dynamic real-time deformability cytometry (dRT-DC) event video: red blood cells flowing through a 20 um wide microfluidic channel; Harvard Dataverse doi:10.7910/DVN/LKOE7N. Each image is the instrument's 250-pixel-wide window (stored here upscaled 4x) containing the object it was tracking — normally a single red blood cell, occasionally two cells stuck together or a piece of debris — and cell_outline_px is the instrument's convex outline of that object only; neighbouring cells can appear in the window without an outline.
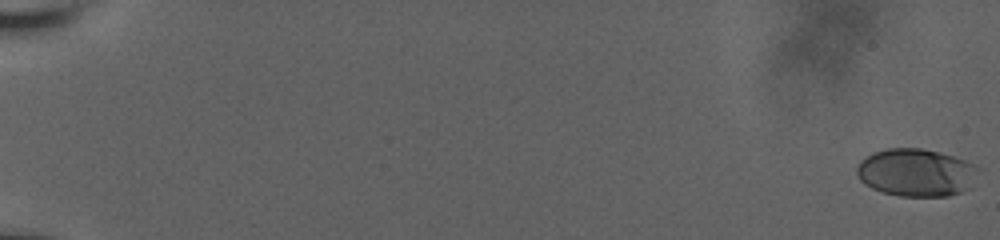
{"species": "human", "species_latin": "Homo sapiens", "temperature_condition": "room temperature", "stored_images_in_passage": 15, "camera_frame_rate_fps": 3000, "um_per_image_px": 0.085, "donor": {"sex": "male"}, "frame": {"image": 1, "passage_image": 1, "time_ms": 0.0, "image_size_px": [1000, 240], "cell_outline_px": [[984, 168], [972, 188], [948, 196], [900, 196], [884, 192], [872, 188], [864, 184], [860, 180], [856, 172], [856, 168], [860, 160], [872, 152], [888, 148], [920, 148], [940, 152], [976, 164]], "centroid_in_image_um": [77.95, 14.66], "position_along_channel_um": 7.1, "area_um2": 34.51}}
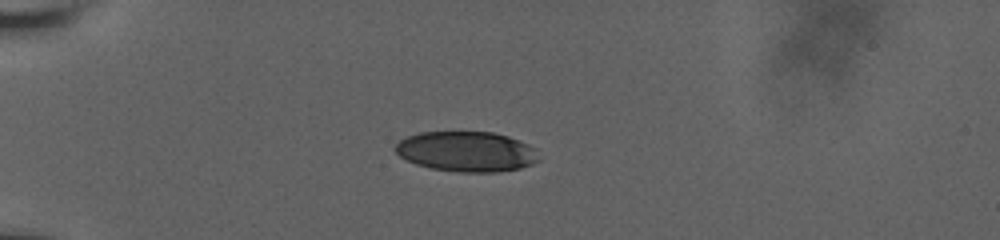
{"frame": {"image": 2, "passage_image": 13, "time_ms": 6.0, "image_size_px": [1000, 240], "cell_outline_px": [[540, 160], [532, 164], [520, 168], [496, 172], [460, 172], [432, 168], [416, 164], [400, 156], [396, 152], [396, 144], [400, 140], [408, 136], [420, 132], [492, 132], [508, 136], [520, 140], [536, 148]], "centroid_in_image_um": [39.7, 12.88], "position_along_channel_um": 45.3, "area_um2": 33.58}}